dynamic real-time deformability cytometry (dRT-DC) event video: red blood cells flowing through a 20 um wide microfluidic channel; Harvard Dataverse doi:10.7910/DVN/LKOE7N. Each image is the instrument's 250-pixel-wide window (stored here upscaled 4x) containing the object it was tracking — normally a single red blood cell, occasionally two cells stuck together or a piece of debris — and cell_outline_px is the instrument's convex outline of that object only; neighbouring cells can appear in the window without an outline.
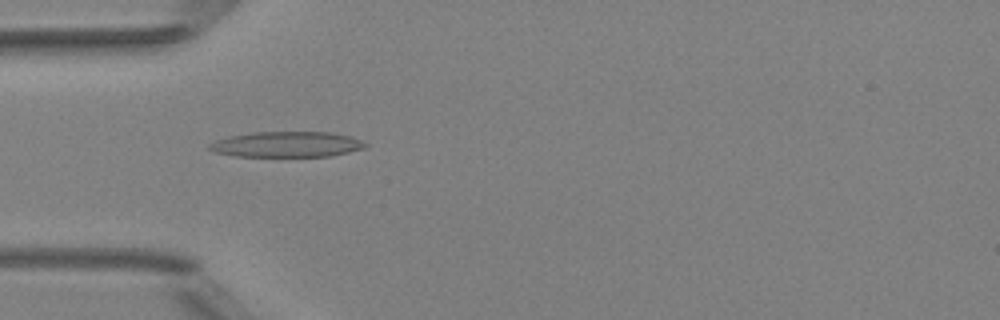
{"species": "Egyptian fruit bat (a non-hibernating species)", "species_latin": "Rousettus aegyptiacus", "temperature_condition": "room temperature", "stored_images_in_passage": 2, "camera_frame_rate_fps": 3000, "um_per_image_px": 0.085, "animal": {"sex": "female"}, "frame": {"image": 1, "passage_image": 2, "time_ms": 1.333, "image_size_px": [1000, 320], "cell_outline_px": [[368, 144], [364, 148], [348, 152], [328, 156], [236, 156], [216, 152], [208, 148], [208, 144], [216, 140], [228, 136], [252, 132], [328, 132], [352, 136]], "centroid_in_image_um": [24.37, 12.26], "position_along_channel_um": 60.6, "area_um2": 23.12}}